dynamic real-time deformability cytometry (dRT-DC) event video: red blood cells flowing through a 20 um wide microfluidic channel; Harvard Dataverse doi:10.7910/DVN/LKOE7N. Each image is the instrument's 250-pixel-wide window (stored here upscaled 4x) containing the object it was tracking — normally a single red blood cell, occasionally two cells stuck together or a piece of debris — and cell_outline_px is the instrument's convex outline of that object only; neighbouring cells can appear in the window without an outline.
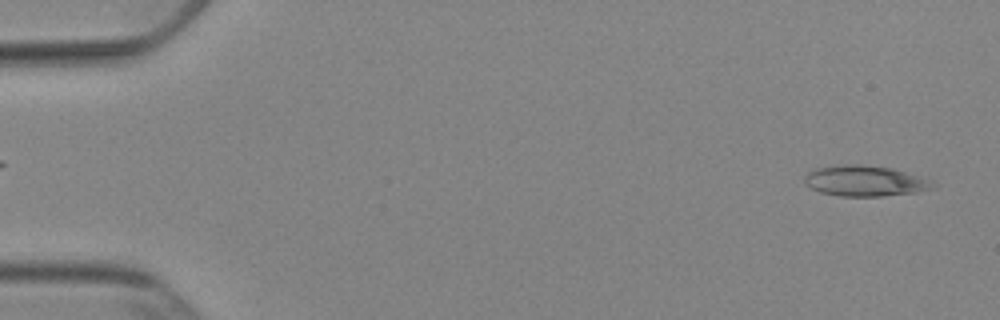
{"species": "Egyptian fruit bat (a non-hibernating species)", "species_latin": "Rousettus aegyptiacus", "temperature_condition": "cold", "stored_images_in_passage": 52, "camera_frame_rate_fps": 3000, "um_per_image_px": 0.085, "animal": {"sex": "female"}, "frame": {"image": 1, "passage_image": 3, "time_ms": 0.667, "image_size_px": [1000, 320], "cell_outline_px": [[936, 188], [916, 192], [884, 196], [840, 196], [820, 192], [804, 184], [804, 176], [808, 172], [816, 168], [840, 164], [856, 164], [892, 168], [928, 180], [936, 184]], "centroid_in_image_um": [73.48, 15.38], "position_along_channel_um": 11.5, "area_um2": 22.83}}
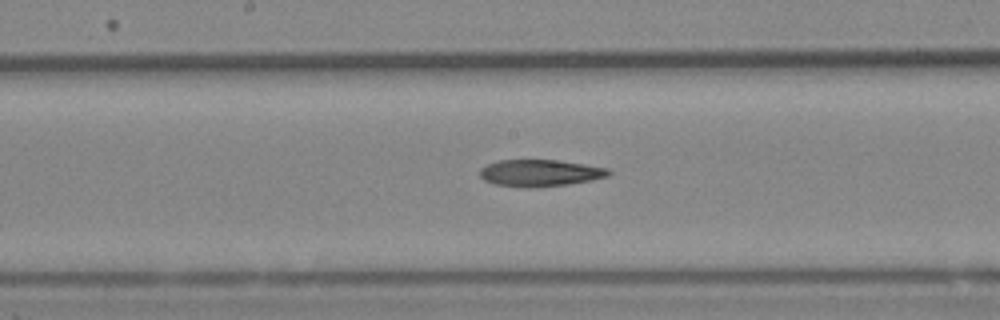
{"frame": {"image": 2, "passage_image": 28, "time_ms": 9.0, "image_size_px": [1000, 320], "cell_outline_px": [[612, 172], [608, 176], [592, 180], [568, 184], [536, 188], [524, 188], [496, 184], [484, 180], [480, 176], [480, 168], [496, 160], [560, 160], [612, 168]], "centroid_in_image_um": [45.95, 14.7], "position_along_channel_um": 202.3, "area_um2": 20.46}}
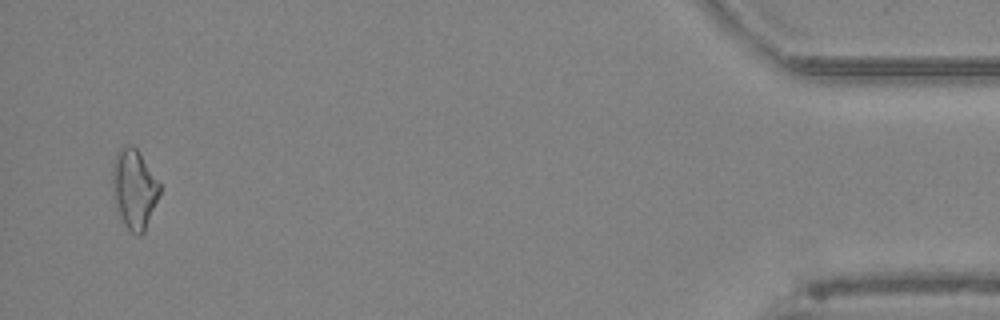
{"frame": {"image": 3, "passage_image": 51, "time_ms": 16.667, "image_size_px": [1000, 320], "cell_outline_px": [[160, 192], [144, 232], [140, 236], [136, 236], [124, 224], [120, 216], [116, 204], [112, 188], [112, 164], [116, 152], [120, 148], [128, 144], [132, 144], [140, 152], [160, 184]], "centroid_in_image_um": [11.39, 16.02], "position_along_channel_um": 423.8, "area_um2": 21.79}, "authors_computed_cell_mechanics": {"area_um2": 20.8658, "velocity_mm_per_s": 3.8913, "shape_relaxation_time_tau1_ms": null, "shape_relaxation_time_tau2_ms": 9.4909, "deformation_change_tau1": null, "deformation_change_tau2": 0.2536}}